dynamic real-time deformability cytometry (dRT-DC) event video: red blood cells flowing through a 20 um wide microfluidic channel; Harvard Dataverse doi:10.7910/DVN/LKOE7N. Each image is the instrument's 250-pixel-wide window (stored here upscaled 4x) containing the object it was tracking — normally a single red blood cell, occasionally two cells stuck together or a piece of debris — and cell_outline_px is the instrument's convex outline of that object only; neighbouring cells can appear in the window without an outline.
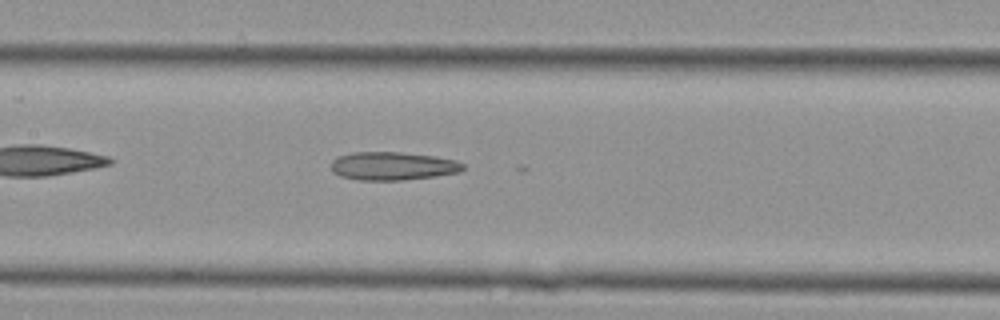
{"species": "Egyptian fruit bat (a non-hibernating species)", "species_latin": "Rousettus aegyptiacus", "temperature_condition": "cold", "stored_images_in_passage": 21, "camera_frame_rate_fps": 3000, "um_per_image_px": 0.085, "animal": {"sex": "female"}, "frame": {"image": 1, "passage_image": 7, "time_ms": 2.0, "image_size_px": [1000, 320], "cell_outline_px": [[464, 168], [460, 172], [436, 176], [400, 180], [360, 180], [340, 176], [332, 172], [332, 160], [340, 156], [352, 152], [400, 152], [436, 156], [456, 160], [464, 164]], "centroid_in_image_um": [33.4, 14.11], "position_along_channel_um": 174.0, "area_um2": 21.73}}
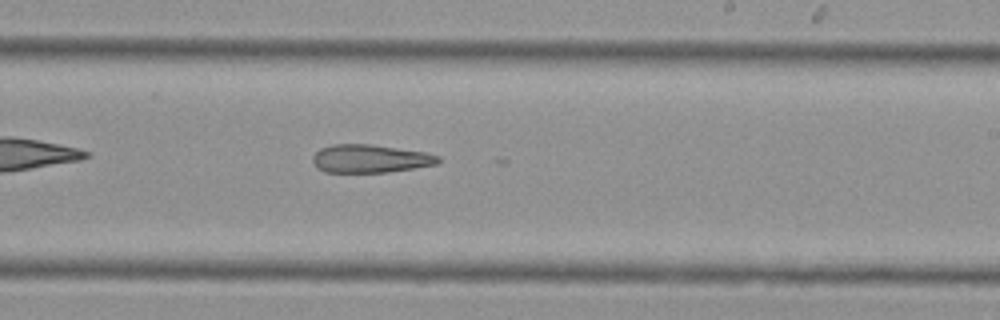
{"frame": {"image": 2, "passage_image": 12, "time_ms": 3.667, "image_size_px": [1000, 320], "cell_outline_px": [[440, 160], [436, 164], [388, 172], [324, 172], [316, 168], [312, 160], [312, 156], [320, 148], [332, 144], [372, 144], [424, 152], [440, 156]], "centroid_in_image_um": [31.41, 13.48], "position_along_channel_um": 257.6, "area_um2": 20.58}}
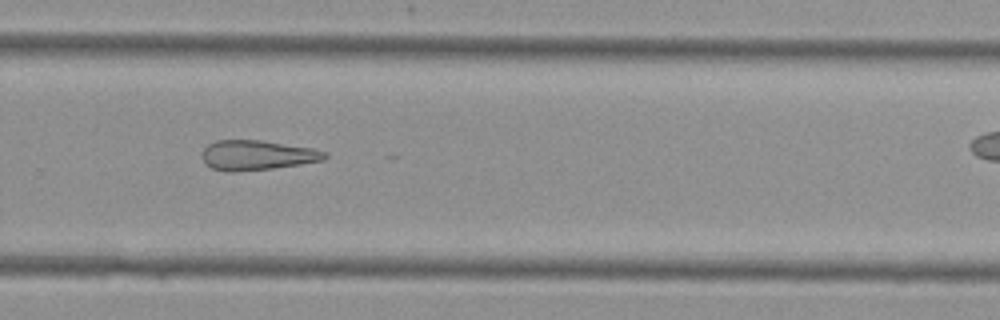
{"frame": {"image": 3, "passage_image": 15, "time_ms": 4.667, "image_size_px": [1000, 320], "cell_outline_px": [[328, 156], [324, 160], [300, 164], [272, 168], [236, 172], [224, 172], [212, 168], [204, 164], [204, 148], [208, 144], [216, 140], [260, 140], [312, 148], [328, 152]], "centroid_in_image_um": [21.86, 13.2], "position_along_channel_um": 307.9, "area_um2": 21.33}}